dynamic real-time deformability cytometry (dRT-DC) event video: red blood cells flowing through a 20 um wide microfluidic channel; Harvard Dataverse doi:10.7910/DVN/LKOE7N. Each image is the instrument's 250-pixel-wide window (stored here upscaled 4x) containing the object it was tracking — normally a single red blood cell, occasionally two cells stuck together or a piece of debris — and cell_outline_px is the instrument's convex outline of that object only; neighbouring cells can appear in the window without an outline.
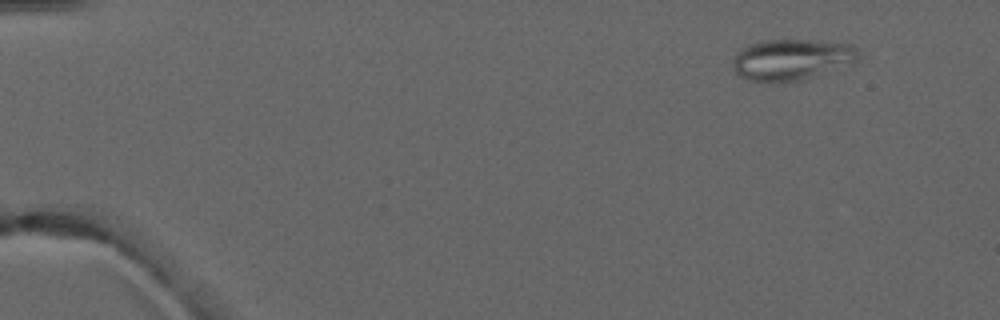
{"species": "common noctule bat (a hibernating species)", "species_latin": "Nyctalus noctula", "temperature_condition": "warm", "stored_images_in_passage": 4, "camera_frame_rate_fps": 3000, "um_per_image_px": 0.085, "animal": {"sex": "male", "forearm_length_mm": 52.5}, "frame": {"image": 1, "passage_image": 1, "time_ms": 0.0, "image_size_px": [1000, 320], "cell_outline_px": [[860, 56], [856, 60], [800, 80], [768, 84], [748, 80], [740, 76], [736, 72], [732, 64], [736, 52], [740, 48], [748, 44], [760, 40], [808, 40], [852, 44], [856, 48]], "centroid_in_image_um": [67.18, 5.06], "position_along_channel_um": 17.8, "area_um2": 29.94}}